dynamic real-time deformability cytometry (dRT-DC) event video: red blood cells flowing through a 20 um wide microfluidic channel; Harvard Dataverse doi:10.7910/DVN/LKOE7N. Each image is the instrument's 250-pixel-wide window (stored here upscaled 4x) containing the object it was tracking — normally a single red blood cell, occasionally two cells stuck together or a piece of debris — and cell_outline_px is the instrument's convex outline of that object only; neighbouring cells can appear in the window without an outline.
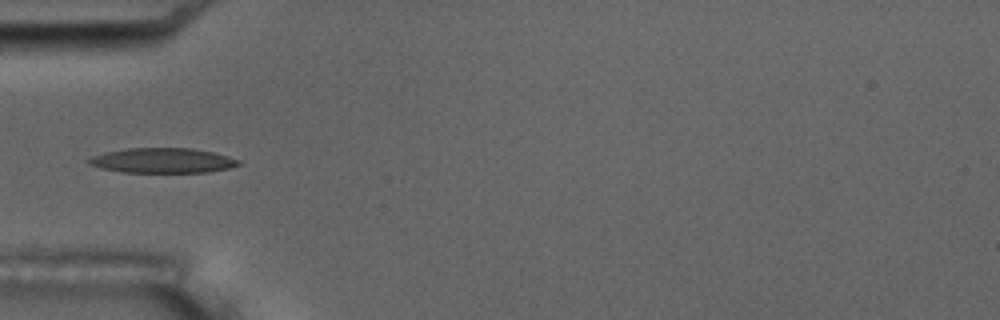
{"species": "common noctule bat (a hibernating species)", "species_latin": "Nyctalus noctula", "temperature_condition": "room temperature", "stored_images_in_passage": 16, "camera_frame_rate_fps": 3000, "um_per_image_px": 0.085, "animal": {"sex": "male", "body_mass_g": 17.5, "forearm_length_mm": 52.3}, "frame": {"image": 1, "passage_image": 5, "time_ms": 4.333, "image_size_px": [1000, 320], "cell_outline_px": [[240, 164], [228, 168], [208, 172], [120, 172], [100, 168], [88, 164], [88, 160], [92, 156], [104, 152], [128, 148], [192, 148], [212, 152], [228, 156], [240, 160]], "centroid_in_image_um": [13.79, 13.64], "position_along_channel_um": 71.2, "area_um2": 21.73}, "authors_computed_cell_mechanics": {"area_um2": 21.097, "velocity_mm_per_s": 3.5121, "shape_relaxation_time_tau1_ms": 4.0504, "shape_relaxation_time_tau2_ms": 2.1382, "deformation_change_tau1": 0.1581, "deformation_change_tau2": 0.0843}}